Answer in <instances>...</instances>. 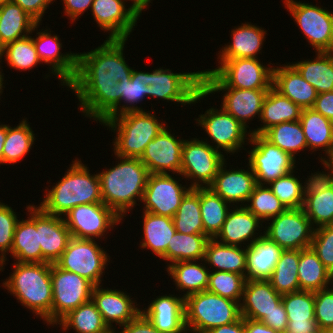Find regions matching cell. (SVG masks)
Wrapping results in <instances>:
<instances>
[{
	"instance_id": "obj_1",
	"label": "cell",
	"mask_w": 333,
	"mask_h": 333,
	"mask_svg": "<svg viewBox=\"0 0 333 333\" xmlns=\"http://www.w3.org/2000/svg\"><path fill=\"white\" fill-rule=\"evenodd\" d=\"M126 41L106 38L97 48L77 53L76 75L66 87L77 95L80 112L97 123L125 112L133 70L123 53Z\"/></svg>"
},
{
	"instance_id": "obj_2",
	"label": "cell",
	"mask_w": 333,
	"mask_h": 333,
	"mask_svg": "<svg viewBox=\"0 0 333 333\" xmlns=\"http://www.w3.org/2000/svg\"><path fill=\"white\" fill-rule=\"evenodd\" d=\"M207 95L202 89V70L173 73L172 70L163 67L152 72L133 69L125 89V112L143 110L137 103L147 97L181 103L184 107L187 104L195 105L200 99L208 97Z\"/></svg>"
},
{
	"instance_id": "obj_3",
	"label": "cell",
	"mask_w": 333,
	"mask_h": 333,
	"mask_svg": "<svg viewBox=\"0 0 333 333\" xmlns=\"http://www.w3.org/2000/svg\"><path fill=\"white\" fill-rule=\"evenodd\" d=\"M115 157L117 165L98 176L103 203L123 219L142 200L150 173L139 158Z\"/></svg>"
},
{
	"instance_id": "obj_4",
	"label": "cell",
	"mask_w": 333,
	"mask_h": 333,
	"mask_svg": "<svg viewBox=\"0 0 333 333\" xmlns=\"http://www.w3.org/2000/svg\"><path fill=\"white\" fill-rule=\"evenodd\" d=\"M62 178L51 189L46 187L39 207L47 214L64 216L78 205L103 203L98 173L76 157Z\"/></svg>"
},
{
	"instance_id": "obj_5",
	"label": "cell",
	"mask_w": 333,
	"mask_h": 333,
	"mask_svg": "<svg viewBox=\"0 0 333 333\" xmlns=\"http://www.w3.org/2000/svg\"><path fill=\"white\" fill-rule=\"evenodd\" d=\"M12 267L13 273L10 272L1 286L50 326L53 302L51 263L14 262Z\"/></svg>"
},
{
	"instance_id": "obj_6",
	"label": "cell",
	"mask_w": 333,
	"mask_h": 333,
	"mask_svg": "<svg viewBox=\"0 0 333 333\" xmlns=\"http://www.w3.org/2000/svg\"><path fill=\"white\" fill-rule=\"evenodd\" d=\"M154 112V113H153ZM128 111L104 120L101 125L116 133L112 145L114 155L140 158L147 144L153 140L167 123L158 120L155 110Z\"/></svg>"
},
{
	"instance_id": "obj_7",
	"label": "cell",
	"mask_w": 333,
	"mask_h": 333,
	"mask_svg": "<svg viewBox=\"0 0 333 333\" xmlns=\"http://www.w3.org/2000/svg\"><path fill=\"white\" fill-rule=\"evenodd\" d=\"M215 69L202 71V88L270 89L273 66L259 58L219 59Z\"/></svg>"
},
{
	"instance_id": "obj_8",
	"label": "cell",
	"mask_w": 333,
	"mask_h": 333,
	"mask_svg": "<svg viewBox=\"0 0 333 333\" xmlns=\"http://www.w3.org/2000/svg\"><path fill=\"white\" fill-rule=\"evenodd\" d=\"M240 303L207 290L185 298V326L188 333H206L209 330L238 321Z\"/></svg>"
},
{
	"instance_id": "obj_9",
	"label": "cell",
	"mask_w": 333,
	"mask_h": 333,
	"mask_svg": "<svg viewBox=\"0 0 333 333\" xmlns=\"http://www.w3.org/2000/svg\"><path fill=\"white\" fill-rule=\"evenodd\" d=\"M199 139H185L182 146L180 176L191 182V188L209 187L226 160L224 153L214 149L208 138Z\"/></svg>"
},
{
	"instance_id": "obj_10",
	"label": "cell",
	"mask_w": 333,
	"mask_h": 333,
	"mask_svg": "<svg viewBox=\"0 0 333 333\" xmlns=\"http://www.w3.org/2000/svg\"><path fill=\"white\" fill-rule=\"evenodd\" d=\"M94 239L71 237L66 249L55 264L66 271L78 274L94 286L102 284V276L110 262V255ZM102 278V279H101Z\"/></svg>"
},
{
	"instance_id": "obj_11",
	"label": "cell",
	"mask_w": 333,
	"mask_h": 333,
	"mask_svg": "<svg viewBox=\"0 0 333 333\" xmlns=\"http://www.w3.org/2000/svg\"><path fill=\"white\" fill-rule=\"evenodd\" d=\"M283 4L315 52H333L332 11L302 1L284 0Z\"/></svg>"
},
{
	"instance_id": "obj_12",
	"label": "cell",
	"mask_w": 333,
	"mask_h": 333,
	"mask_svg": "<svg viewBox=\"0 0 333 333\" xmlns=\"http://www.w3.org/2000/svg\"><path fill=\"white\" fill-rule=\"evenodd\" d=\"M53 302L51 307V327L71 310L91 300L94 285L76 273L51 264Z\"/></svg>"
},
{
	"instance_id": "obj_13",
	"label": "cell",
	"mask_w": 333,
	"mask_h": 333,
	"mask_svg": "<svg viewBox=\"0 0 333 333\" xmlns=\"http://www.w3.org/2000/svg\"><path fill=\"white\" fill-rule=\"evenodd\" d=\"M194 120L210 137L213 143L211 146L220 152L225 151V156L246 149L243 145L249 142L251 132L222 107L219 110L211 107Z\"/></svg>"
},
{
	"instance_id": "obj_14",
	"label": "cell",
	"mask_w": 333,
	"mask_h": 333,
	"mask_svg": "<svg viewBox=\"0 0 333 333\" xmlns=\"http://www.w3.org/2000/svg\"><path fill=\"white\" fill-rule=\"evenodd\" d=\"M248 164L258 185H268L277 178L295 171L296 160L268 141L262 134H251Z\"/></svg>"
},
{
	"instance_id": "obj_15",
	"label": "cell",
	"mask_w": 333,
	"mask_h": 333,
	"mask_svg": "<svg viewBox=\"0 0 333 333\" xmlns=\"http://www.w3.org/2000/svg\"><path fill=\"white\" fill-rule=\"evenodd\" d=\"M270 221V222H269ZM264 235L283 250H301L310 247L315 228L303 208H287L268 220Z\"/></svg>"
},
{
	"instance_id": "obj_16",
	"label": "cell",
	"mask_w": 333,
	"mask_h": 333,
	"mask_svg": "<svg viewBox=\"0 0 333 333\" xmlns=\"http://www.w3.org/2000/svg\"><path fill=\"white\" fill-rule=\"evenodd\" d=\"M66 217V218H65ZM71 237L99 240L122 219L104 203L78 205L63 216ZM96 238V239H95Z\"/></svg>"
},
{
	"instance_id": "obj_17",
	"label": "cell",
	"mask_w": 333,
	"mask_h": 333,
	"mask_svg": "<svg viewBox=\"0 0 333 333\" xmlns=\"http://www.w3.org/2000/svg\"><path fill=\"white\" fill-rule=\"evenodd\" d=\"M171 174H149L141 203L142 211L173 218L182 198L191 189ZM187 186V187H186Z\"/></svg>"
},
{
	"instance_id": "obj_18",
	"label": "cell",
	"mask_w": 333,
	"mask_h": 333,
	"mask_svg": "<svg viewBox=\"0 0 333 333\" xmlns=\"http://www.w3.org/2000/svg\"><path fill=\"white\" fill-rule=\"evenodd\" d=\"M131 0H94L91 11L94 21L104 33L109 32L107 39H128L137 25L142 10L134 3L126 7ZM126 4V5H125ZM126 7V8H125Z\"/></svg>"
},
{
	"instance_id": "obj_19",
	"label": "cell",
	"mask_w": 333,
	"mask_h": 333,
	"mask_svg": "<svg viewBox=\"0 0 333 333\" xmlns=\"http://www.w3.org/2000/svg\"><path fill=\"white\" fill-rule=\"evenodd\" d=\"M40 23H37L33 28L32 32H36L35 36L32 37L37 55L41 63H46L50 68L49 71L52 76H58L61 81V86H67L75 77L77 71V53L65 52L62 53L60 50L63 47L60 42L59 35L51 34V30L42 29L39 32L37 28Z\"/></svg>"
},
{
	"instance_id": "obj_20",
	"label": "cell",
	"mask_w": 333,
	"mask_h": 333,
	"mask_svg": "<svg viewBox=\"0 0 333 333\" xmlns=\"http://www.w3.org/2000/svg\"><path fill=\"white\" fill-rule=\"evenodd\" d=\"M168 125L148 144L139 158L150 174L180 175L184 139L171 134ZM176 136V137H175Z\"/></svg>"
},
{
	"instance_id": "obj_21",
	"label": "cell",
	"mask_w": 333,
	"mask_h": 333,
	"mask_svg": "<svg viewBox=\"0 0 333 333\" xmlns=\"http://www.w3.org/2000/svg\"><path fill=\"white\" fill-rule=\"evenodd\" d=\"M101 286L93 287L91 299L101 313L104 323L111 331L116 332L117 325H119L117 329H120L134 319L141 309L128 293ZM113 323H116L114 324L116 326H113Z\"/></svg>"
},
{
	"instance_id": "obj_22",
	"label": "cell",
	"mask_w": 333,
	"mask_h": 333,
	"mask_svg": "<svg viewBox=\"0 0 333 333\" xmlns=\"http://www.w3.org/2000/svg\"><path fill=\"white\" fill-rule=\"evenodd\" d=\"M262 223L245 206H232L214 239L226 245L248 247L264 235Z\"/></svg>"
},
{
	"instance_id": "obj_23",
	"label": "cell",
	"mask_w": 333,
	"mask_h": 333,
	"mask_svg": "<svg viewBox=\"0 0 333 333\" xmlns=\"http://www.w3.org/2000/svg\"><path fill=\"white\" fill-rule=\"evenodd\" d=\"M226 162L220 166L209 188L231 205L244 206L257 185L255 175L249 165L247 170L238 167L231 170L227 169Z\"/></svg>"
},
{
	"instance_id": "obj_24",
	"label": "cell",
	"mask_w": 333,
	"mask_h": 333,
	"mask_svg": "<svg viewBox=\"0 0 333 333\" xmlns=\"http://www.w3.org/2000/svg\"><path fill=\"white\" fill-rule=\"evenodd\" d=\"M208 96L222 91L221 107L231 114L243 126L249 128V120L261 117L263 101L269 89H238V88H202ZM257 115V116H256ZM252 118V119H251Z\"/></svg>"
},
{
	"instance_id": "obj_25",
	"label": "cell",
	"mask_w": 333,
	"mask_h": 333,
	"mask_svg": "<svg viewBox=\"0 0 333 333\" xmlns=\"http://www.w3.org/2000/svg\"><path fill=\"white\" fill-rule=\"evenodd\" d=\"M36 230L43 263L54 264L66 249L71 238L63 217L47 214L36 205Z\"/></svg>"
},
{
	"instance_id": "obj_26",
	"label": "cell",
	"mask_w": 333,
	"mask_h": 333,
	"mask_svg": "<svg viewBox=\"0 0 333 333\" xmlns=\"http://www.w3.org/2000/svg\"><path fill=\"white\" fill-rule=\"evenodd\" d=\"M156 296L141 312L163 333H187L185 298L179 294Z\"/></svg>"
},
{
	"instance_id": "obj_27",
	"label": "cell",
	"mask_w": 333,
	"mask_h": 333,
	"mask_svg": "<svg viewBox=\"0 0 333 333\" xmlns=\"http://www.w3.org/2000/svg\"><path fill=\"white\" fill-rule=\"evenodd\" d=\"M272 87L302 109L312 108L318 94L291 63L273 67Z\"/></svg>"
},
{
	"instance_id": "obj_28",
	"label": "cell",
	"mask_w": 333,
	"mask_h": 333,
	"mask_svg": "<svg viewBox=\"0 0 333 333\" xmlns=\"http://www.w3.org/2000/svg\"><path fill=\"white\" fill-rule=\"evenodd\" d=\"M282 301L268 280H246L240 302L241 317L261 321Z\"/></svg>"
},
{
	"instance_id": "obj_29",
	"label": "cell",
	"mask_w": 333,
	"mask_h": 333,
	"mask_svg": "<svg viewBox=\"0 0 333 333\" xmlns=\"http://www.w3.org/2000/svg\"><path fill=\"white\" fill-rule=\"evenodd\" d=\"M27 219L18 221L10 256L19 263H43L41 245L36 230V206L26 205Z\"/></svg>"
},
{
	"instance_id": "obj_30",
	"label": "cell",
	"mask_w": 333,
	"mask_h": 333,
	"mask_svg": "<svg viewBox=\"0 0 333 333\" xmlns=\"http://www.w3.org/2000/svg\"><path fill=\"white\" fill-rule=\"evenodd\" d=\"M231 39L229 44L222 46L218 51V59H234V58H258L265 35L267 34L264 28L251 24V22L241 23L231 29Z\"/></svg>"
},
{
	"instance_id": "obj_31",
	"label": "cell",
	"mask_w": 333,
	"mask_h": 333,
	"mask_svg": "<svg viewBox=\"0 0 333 333\" xmlns=\"http://www.w3.org/2000/svg\"><path fill=\"white\" fill-rule=\"evenodd\" d=\"M288 318V331L320 333L314 313V292L300 290L282 295Z\"/></svg>"
},
{
	"instance_id": "obj_32",
	"label": "cell",
	"mask_w": 333,
	"mask_h": 333,
	"mask_svg": "<svg viewBox=\"0 0 333 333\" xmlns=\"http://www.w3.org/2000/svg\"><path fill=\"white\" fill-rule=\"evenodd\" d=\"M282 251L265 235L246 247V280H268Z\"/></svg>"
},
{
	"instance_id": "obj_33",
	"label": "cell",
	"mask_w": 333,
	"mask_h": 333,
	"mask_svg": "<svg viewBox=\"0 0 333 333\" xmlns=\"http://www.w3.org/2000/svg\"><path fill=\"white\" fill-rule=\"evenodd\" d=\"M299 121L308 151L311 150L313 153L322 149V152L325 151V156L319 159H330L333 156V122L313 108L302 109Z\"/></svg>"
},
{
	"instance_id": "obj_34",
	"label": "cell",
	"mask_w": 333,
	"mask_h": 333,
	"mask_svg": "<svg viewBox=\"0 0 333 333\" xmlns=\"http://www.w3.org/2000/svg\"><path fill=\"white\" fill-rule=\"evenodd\" d=\"M143 239L140 240L142 250H150L157 257L166 261V250L176 233L173 218L159 216L147 211L142 212Z\"/></svg>"
},
{
	"instance_id": "obj_35",
	"label": "cell",
	"mask_w": 333,
	"mask_h": 333,
	"mask_svg": "<svg viewBox=\"0 0 333 333\" xmlns=\"http://www.w3.org/2000/svg\"><path fill=\"white\" fill-rule=\"evenodd\" d=\"M200 262H204L203 264ZM170 278L173 279L177 291L184 298L188 295L207 290L210 269L203 260L175 262L166 268Z\"/></svg>"
},
{
	"instance_id": "obj_36",
	"label": "cell",
	"mask_w": 333,
	"mask_h": 333,
	"mask_svg": "<svg viewBox=\"0 0 333 333\" xmlns=\"http://www.w3.org/2000/svg\"><path fill=\"white\" fill-rule=\"evenodd\" d=\"M302 108L293 103L288 97L283 96L271 87L263 101L260 120L257 129L250 130L251 134H263L271 126L283 122L298 121Z\"/></svg>"
},
{
	"instance_id": "obj_37",
	"label": "cell",
	"mask_w": 333,
	"mask_h": 333,
	"mask_svg": "<svg viewBox=\"0 0 333 333\" xmlns=\"http://www.w3.org/2000/svg\"><path fill=\"white\" fill-rule=\"evenodd\" d=\"M226 245L210 238L206 244L204 261L210 271L234 272L246 278V247Z\"/></svg>"
},
{
	"instance_id": "obj_38",
	"label": "cell",
	"mask_w": 333,
	"mask_h": 333,
	"mask_svg": "<svg viewBox=\"0 0 333 333\" xmlns=\"http://www.w3.org/2000/svg\"><path fill=\"white\" fill-rule=\"evenodd\" d=\"M36 24L18 4L5 0L0 5V44L4 47L31 35Z\"/></svg>"
},
{
	"instance_id": "obj_39",
	"label": "cell",
	"mask_w": 333,
	"mask_h": 333,
	"mask_svg": "<svg viewBox=\"0 0 333 333\" xmlns=\"http://www.w3.org/2000/svg\"><path fill=\"white\" fill-rule=\"evenodd\" d=\"M314 59L291 64L318 94L333 91V52H315Z\"/></svg>"
},
{
	"instance_id": "obj_40",
	"label": "cell",
	"mask_w": 333,
	"mask_h": 333,
	"mask_svg": "<svg viewBox=\"0 0 333 333\" xmlns=\"http://www.w3.org/2000/svg\"><path fill=\"white\" fill-rule=\"evenodd\" d=\"M298 266L300 290L314 292L333 285L331 273L311 247L300 250Z\"/></svg>"
},
{
	"instance_id": "obj_41",
	"label": "cell",
	"mask_w": 333,
	"mask_h": 333,
	"mask_svg": "<svg viewBox=\"0 0 333 333\" xmlns=\"http://www.w3.org/2000/svg\"><path fill=\"white\" fill-rule=\"evenodd\" d=\"M57 324L65 333L72 328L76 331L75 333H114L104 323L92 299L71 310Z\"/></svg>"
},
{
	"instance_id": "obj_42",
	"label": "cell",
	"mask_w": 333,
	"mask_h": 333,
	"mask_svg": "<svg viewBox=\"0 0 333 333\" xmlns=\"http://www.w3.org/2000/svg\"><path fill=\"white\" fill-rule=\"evenodd\" d=\"M209 239L205 234L187 235L176 231L166 250L169 262L166 267L175 262L203 260Z\"/></svg>"
},
{
	"instance_id": "obj_43",
	"label": "cell",
	"mask_w": 333,
	"mask_h": 333,
	"mask_svg": "<svg viewBox=\"0 0 333 333\" xmlns=\"http://www.w3.org/2000/svg\"><path fill=\"white\" fill-rule=\"evenodd\" d=\"M230 203L215 194L209 187L200 188V210L203 234L214 238L221 230L227 214L232 207Z\"/></svg>"
},
{
	"instance_id": "obj_44",
	"label": "cell",
	"mask_w": 333,
	"mask_h": 333,
	"mask_svg": "<svg viewBox=\"0 0 333 333\" xmlns=\"http://www.w3.org/2000/svg\"><path fill=\"white\" fill-rule=\"evenodd\" d=\"M300 250H283L275 268L268 279L277 293L284 295L300 291L298 263Z\"/></svg>"
},
{
	"instance_id": "obj_45",
	"label": "cell",
	"mask_w": 333,
	"mask_h": 333,
	"mask_svg": "<svg viewBox=\"0 0 333 333\" xmlns=\"http://www.w3.org/2000/svg\"><path fill=\"white\" fill-rule=\"evenodd\" d=\"M262 135L272 144L295 159L300 151L308 149L303 128L299 120L273 125Z\"/></svg>"
},
{
	"instance_id": "obj_46",
	"label": "cell",
	"mask_w": 333,
	"mask_h": 333,
	"mask_svg": "<svg viewBox=\"0 0 333 333\" xmlns=\"http://www.w3.org/2000/svg\"><path fill=\"white\" fill-rule=\"evenodd\" d=\"M35 134L27 118L14 127L7 124V135L3 145V165L13 164L23 159L32 149Z\"/></svg>"
},
{
	"instance_id": "obj_47",
	"label": "cell",
	"mask_w": 333,
	"mask_h": 333,
	"mask_svg": "<svg viewBox=\"0 0 333 333\" xmlns=\"http://www.w3.org/2000/svg\"><path fill=\"white\" fill-rule=\"evenodd\" d=\"M177 232L183 234H203L200 210V188H191L182 198L180 206L173 216Z\"/></svg>"
},
{
	"instance_id": "obj_48",
	"label": "cell",
	"mask_w": 333,
	"mask_h": 333,
	"mask_svg": "<svg viewBox=\"0 0 333 333\" xmlns=\"http://www.w3.org/2000/svg\"><path fill=\"white\" fill-rule=\"evenodd\" d=\"M244 206L264 223L287 209L268 185L258 184Z\"/></svg>"
},
{
	"instance_id": "obj_49",
	"label": "cell",
	"mask_w": 333,
	"mask_h": 333,
	"mask_svg": "<svg viewBox=\"0 0 333 333\" xmlns=\"http://www.w3.org/2000/svg\"><path fill=\"white\" fill-rule=\"evenodd\" d=\"M3 58H5L10 68L19 71H27L41 64L30 35L5 45L3 47Z\"/></svg>"
},
{
	"instance_id": "obj_50",
	"label": "cell",
	"mask_w": 333,
	"mask_h": 333,
	"mask_svg": "<svg viewBox=\"0 0 333 333\" xmlns=\"http://www.w3.org/2000/svg\"><path fill=\"white\" fill-rule=\"evenodd\" d=\"M303 209L314 228L333 225V186L321 193L306 195Z\"/></svg>"
},
{
	"instance_id": "obj_51",
	"label": "cell",
	"mask_w": 333,
	"mask_h": 333,
	"mask_svg": "<svg viewBox=\"0 0 333 333\" xmlns=\"http://www.w3.org/2000/svg\"><path fill=\"white\" fill-rule=\"evenodd\" d=\"M246 278L234 272L210 271L207 291L241 302Z\"/></svg>"
},
{
	"instance_id": "obj_52",
	"label": "cell",
	"mask_w": 333,
	"mask_h": 333,
	"mask_svg": "<svg viewBox=\"0 0 333 333\" xmlns=\"http://www.w3.org/2000/svg\"><path fill=\"white\" fill-rule=\"evenodd\" d=\"M295 171L277 178L268 184V187L278 197L286 208H303L304 195L302 193V180L295 176Z\"/></svg>"
},
{
	"instance_id": "obj_53",
	"label": "cell",
	"mask_w": 333,
	"mask_h": 333,
	"mask_svg": "<svg viewBox=\"0 0 333 333\" xmlns=\"http://www.w3.org/2000/svg\"><path fill=\"white\" fill-rule=\"evenodd\" d=\"M17 212L0 201V271L3 272L7 256L12 249L14 232L19 221Z\"/></svg>"
},
{
	"instance_id": "obj_54",
	"label": "cell",
	"mask_w": 333,
	"mask_h": 333,
	"mask_svg": "<svg viewBox=\"0 0 333 333\" xmlns=\"http://www.w3.org/2000/svg\"><path fill=\"white\" fill-rule=\"evenodd\" d=\"M310 247L330 273L333 272V225L315 228Z\"/></svg>"
},
{
	"instance_id": "obj_55",
	"label": "cell",
	"mask_w": 333,
	"mask_h": 333,
	"mask_svg": "<svg viewBox=\"0 0 333 333\" xmlns=\"http://www.w3.org/2000/svg\"><path fill=\"white\" fill-rule=\"evenodd\" d=\"M314 313L320 331L333 328V285L314 291Z\"/></svg>"
},
{
	"instance_id": "obj_56",
	"label": "cell",
	"mask_w": 333,
	"mask_h": 333,
	"mask_svg": "<svg viewBox=\"0 0 333 333\" xmlns=\"http://www.w3.org/2000/svg\"><path fill=\"white\" fill-rule=\"evenodd\" d=\"M319 161L324 166L325 171L311 173V176L307 175L305 182H303L304 185L303 183L301 185L304 197L306 195L321 193L333 186V163L329 159H320Z\"/></svg>"
},
{
	"instance_id": "obj_57",
	"label": "cell",
	"mask_w": 333,
	"mask_h": 333,
	"mask_svg": "<svg viewBox=\"0 0 333 333\" xmlns=\"http://www.w3.org/2000/svg\"><path fill=\"white\" fill-rule=\"evenodd\" d=\"M18 4L37 23L42 22L46 9L55 0H11Z\"/></svg>"
},
{
	"instance_id": "obj_58",
	"label": "cell",
	"mask_w": 333,
	"mask_h": 333,
	"mask_svg": "<svg viewBox=\"0 0 333 333\" xmlns=\"http://www.w3.org/2000/svg\"><path fill=\"white\" fill-rule=\"evenodd\" d=\"M262 323L268 325L270 328L275 329L279 333H283L288 327V318L285 307L282 301L275 306V309L261 320Z\"/></svg>"
},
{
	"instance_id": "obj_59",
	"label": "cell",
	"mask_w": 333,
	"mask_h": 333,
	"mask_svg": "<svg viewBox=\"0 0 333 333\" xmlns=\"http://www.w3.org/2000/svg\"><path fill=\"white\" fill-rule=\"evenodd\" d=\"M121 327L122 330L120 332L117 331V333H163L156 329L142 312Z\"/></svg>"
},
{
	"instance_id": "obj_60",
	"label": "cell",
	"mask_w": 333,
	"mask_h": 333,
	"mask_svg": "<svg viewBox=\"0 0 333 333\" xmlns=\"http://www.w3.org/2000/svg\"><path fill=\"white\" fill-rule=\"evenodd\" d=\"M63 1L64 14L71 20V24L79 19L86 10L92 7L94 0H61Z\"/></svg>"
},
{
	"instance_id": "obj_61",
	"label": "cell",
	"mask_w": 333,
	"mask_h": 333,
	"mask_svg": "<svg viewBox=\"0 0 333 333\" xmlns=\"http://www.w3.org/2000/svg\"><path fill=\"white\" fill-rule=\"evenodd\" d=\"M312 108L333 122V91L317 94Z\"/></svg>"
},
{
	"instance_id": "obj_62",
	"label": "cell",
	"mask_w": 333,
	"mask_h": 333,
	"mask_svg": "<svg viewBox=\"0 0 333 333\" xmlns=\"http://www.w3.org/2000/svg\"><path fill=\"white\" fill-rule=\"evenodd\" d=\"M244 329L246 333H279L261 321L246 318H244Z\"/></svg>"
},
{
	"instance_id": "obj_63",
	"label": "cell",
	"mask_w": 333,
	"mask_h": 333,
	"mask_svg": "<svg viewBox=\"0 0 333 333\" xmlns=\"http://www.w3.org/2000/svg\"><path fill=\"white\" fill-rule=\"evenodd\" d=\"M206 333H246L244 329V318L241 317L236 322L215 327Z\"/></svg>"
},
{
	"instance_id": "obj_64",
	"label": "cell",
	"mask_w": 333,
	"mask_h": 333,
	"mask_svg": "<svg viewBox=\"0 0 333 333\" xmlns=\"http://www.w3.org/2000/svg\"><path fill=\"white\" fill-rule=\"evenodd\" d=\"M7 135V124L0 123V164L3 165V145Z\"/></svg>"
},
{
	"instance_id": "obj_65",
	"label": "cell",
	"mask_w": 333,
	"mask_h": 333,
	"mask_svg": "<svg viewBox=\"0 0 333 333\" xmlns=\"http://www.w3.org/2000/svg\"><path fill=\"white\" fill-rule=\"evenodd\" d=\"M131 1L142 11L143 10L146 11L147 7L150 6L149 4L151 3L152 0H131Z\"/></svg>"
},
{
	"instance_id": "obj_66",
	"label": "cell",
	"mask_w": 333,
	"mask_h": 333,
	"mask_svg": "<svg viewBox=\"0 0 333 333\" xmlns=\"http://www.w3.org/2000/svg\"><path fill=\"white\" fill-rule=\"evenodd\" d=\"M4 73L0 72V97L3 94V88H5V86H3V84H5L4 82ZM1 100V98H0Z\"/></svg>"
},
{
	"instance_id": "obj_67",
	"label": "cell",
	"mask_w": 333,
	"mask_h": 333,
	"mask_svg": "<svg viewBox=\"0 0 333 333\" xmlns=\"http://www.w3.org/2000/svg\"><path fill=\"white\" fill-rule=\"evenodd\" d=\"M3 58V46L0 44V63L3 64L2 62V59ZM0 72H3V69L1 68V65H0Z\"/></svg>"
},
{
	"instance_id": "obj_68",
	"label": "cell",
	"mask_w": 333,
	"mask_h": 333,
	"mask_svg": "<svg viewBox=\"0 0 333 333\" xmlns=\"http://www.w3.org/2000/svg\"><path fill=\"white\" fill-rule=\"evenodd\" d=\"M320 333H333V328H328L325 330L320 331Z\"/></svg>"
},
{
	"instance_id": "obj_69",
	"label": "cell",
	"mask_w": 333,
	"mask_h": 333,
	"mask_svg": "<svg viewBox=\"0 0 333 333\" xmlns=\"http://www.w3.org/2000/svg\"><path fill=\"white\" fill-rule=\"evenodd\" d=\"M283 333H298V332H292V331H288V330H286V331H284Z\"/></svg>"
},
{
	"instance_id": "obj_70",
	"label": "cell",
	"mask_w": 333,
	"mask_h": 333,
	"mask_svg": "<svg viewBox=\"0 0 333 333\" xmlns=\"http://www.w3.org/2000/svg\"><path fill=\"white\" fill-rule=\"evenodd\" d=\"M329 160L333 163V156Z\"/></svg>"
}]
</instances>
